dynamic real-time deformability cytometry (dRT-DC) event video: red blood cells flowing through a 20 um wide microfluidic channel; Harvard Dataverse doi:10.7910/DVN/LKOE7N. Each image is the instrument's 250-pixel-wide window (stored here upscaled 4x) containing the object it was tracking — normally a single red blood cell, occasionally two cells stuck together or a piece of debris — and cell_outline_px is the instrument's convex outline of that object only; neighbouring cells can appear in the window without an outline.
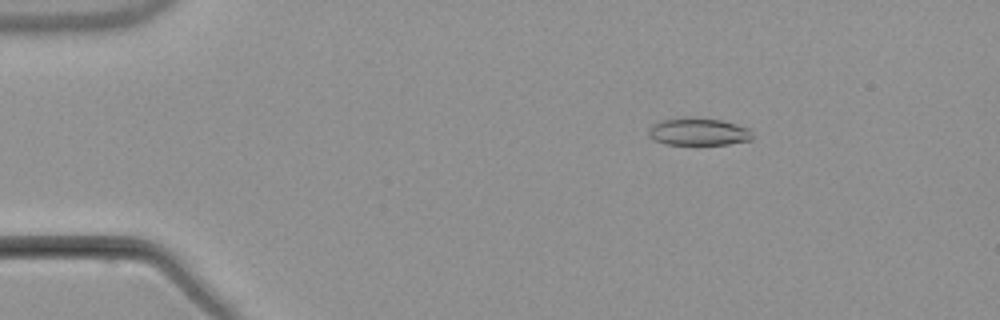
{"species": "common noctule bat (a hibernating species)", "species_latin": "Nyctalus noctula", "temperature_condition": "warm", "stored_images_in_passage": 6, "camera_frame_rate_fps": 3000, "um_per_image_px": 0.085, "animal": {"sex": "male", "body_mass_g": 21.5, "forearm_length_mm": 52.0}, "frame": {"image": 1, "passage_image": 3, "time_ms": 2.667, "image_size_px": [1000, 320], "cell_outline_px": [[752, 140], [728, 144], [664, 144], [648, 136], [648, 128], [652, 124], [660, 120], [684, 116], [688, 116], [720, 120], [736, 124], [748, 128], [752, 132]], "centroid_in_image_um": [59.33, 11.18], "position_along_channel_um": 25.7, "area_um2": 16.82}}